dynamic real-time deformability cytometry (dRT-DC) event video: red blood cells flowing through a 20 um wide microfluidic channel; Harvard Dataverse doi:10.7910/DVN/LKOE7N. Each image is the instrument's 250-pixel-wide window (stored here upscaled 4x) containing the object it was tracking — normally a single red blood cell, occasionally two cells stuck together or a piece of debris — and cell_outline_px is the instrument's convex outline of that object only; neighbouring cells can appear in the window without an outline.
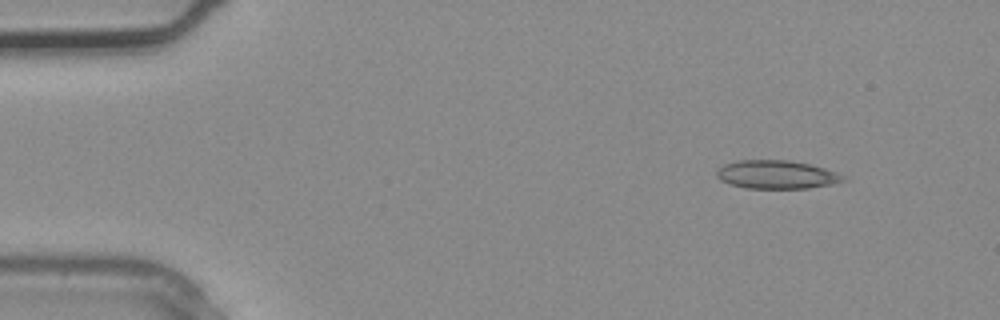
{"species": "common noctule bat (a hibernating species)", "species_latin": "Nyctalus noctula", "temperature_condition": "warm", "stored_images_in_passage": 2, "camera_frame_rate_fps": 3000, "um_per_image_px": 0.085, "animal": {"sex": "male", "body_mass_g": 20.4}, "frame": {"image": 1, "passage_image": 1, "time_ms": 0.0, "image_size_px": [1000, 320], "cell_outline_px": [[848, 180], [832, 184], [808, 188], [744, 188], [720, 180], [716, 176], [716, 168], [724, 164], [740, 160], [788, 160], [808, 164], [824, 168], [848, 176]], "centroid_in_image_um": [66.02, 14.84], "position_along_channel_um": 19.0, "area_um2": 21.04}}